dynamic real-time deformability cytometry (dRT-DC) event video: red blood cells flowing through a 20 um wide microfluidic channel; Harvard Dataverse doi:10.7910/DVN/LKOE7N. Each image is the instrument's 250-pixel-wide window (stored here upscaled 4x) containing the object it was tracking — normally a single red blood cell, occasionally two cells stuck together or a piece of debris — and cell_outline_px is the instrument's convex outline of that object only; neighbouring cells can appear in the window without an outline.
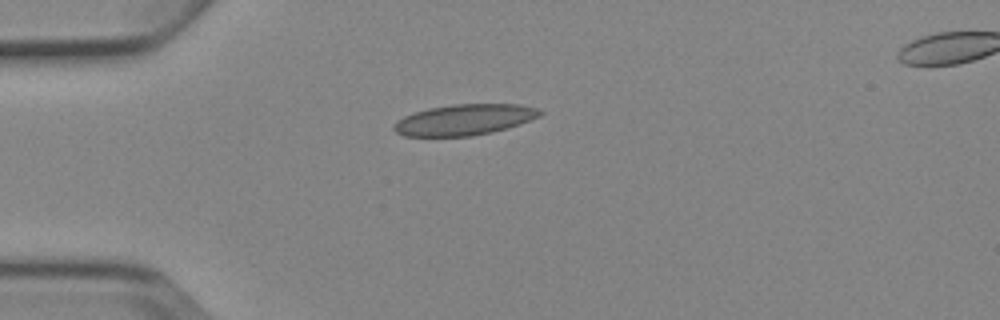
{"species": "Egyptian fruit bat (a non-hibernating species)", "species_latin": "Rousettus aegyptiacus", "temperature_condition": "cold", "stored_images_in_passage": 4, "camera_frame_rate_fps": 3000, "um_per_image_px": 0.085, "animal": {"sex": "female"}, "frame": {"image": 1, "passage_image": 1, "time_ms": 0.0, "image_size_px": [1000, 320], "cell_outline_px": [[544, 112], [540, 116], [492, 132], [472, 136], [404, 136], [396, 132], [392, 128], [396, 120], [404, 116], [428, 108], [452, 104], [520, 104], [540, 108]], "centroid_in_image_um": [39.45, 10.16], "position_along_channel_um": 45.5, "area_um2": 26.18}}
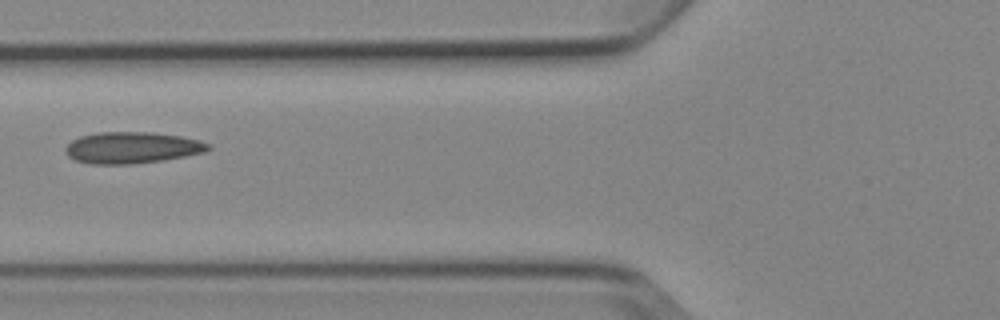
{"frame": {"image": 2, "passage_image": 3, "time_ms": 2.333, "image_size_px": [1000, 320], "cell_outline_px": [[212, 148], [204, 152], [164, 160], [132, 164], [92, 164], [76, 160], [68, 156], [64, 148], [72, 140], [80, 136], [96, 132], [148, 132], [180, 136], [200, 140], [208, 144]], "centroid_in_image_um": [11.2, 12.55], "position_along_channel_um": 114.6, "area_um2": 26.13}}
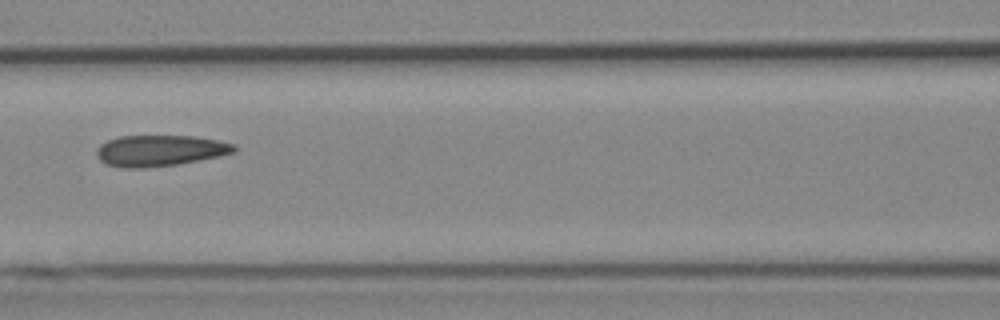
{"frame": {"image": 3, "passage_image": 4, "time_ms": 3.333, "image_size_px": [1000, 320], "cell_outline_px": [[236, 152], [220, 156], [176, 164], [144, 168], [124, 168], [108, 164], [100, 160], [96, 156], [96, 148], [100, 144], [108, 140], [120, 136], [192, 136], [216, 140], [232, 144], [236, 148]], "centroid_in_image_um": [13.55, 12.8], "position_along_channel_um": 153.0, "area_um2": 24.74}}